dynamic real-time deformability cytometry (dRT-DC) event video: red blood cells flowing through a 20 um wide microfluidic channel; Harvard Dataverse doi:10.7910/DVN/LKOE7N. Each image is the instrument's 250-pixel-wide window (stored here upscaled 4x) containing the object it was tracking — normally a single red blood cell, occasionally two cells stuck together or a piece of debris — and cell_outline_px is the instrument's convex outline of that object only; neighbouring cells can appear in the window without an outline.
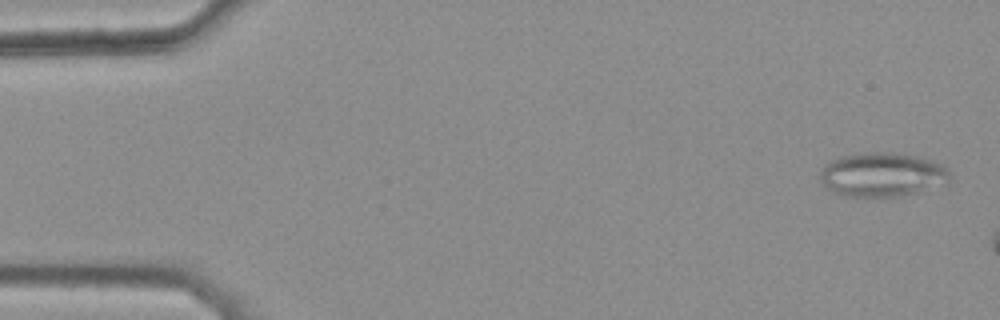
{"species": "common noctule bat (a hibernating species)", "species_latin": "Nyctalus noctula", "temperature_condition": "warm", "stored_images_in_passage": 9, "camera_frame_rate_fps": 3000, "um_per_image_px": 0.085, "animal": {"sex": "female", "body_mass_g": 25.1}, "frame": {"image": 1, "passage_image": 2, "time_ms": 0.333, "image_size_px": [1000, 320], "cell_outline_px": [[948, 184], [920, 192], [896, 196], [848, 196], [836, 192], [828, 188], [820, 180], [820, 172], [824, 164], [840, 156], [872, 152], [896, 152], [920, 156], [932, 160], [948, 168]], "centroid_in_image_um": [75.03, 14.83], "position_along_channel_um": 10.0, "area_um2": 33.41}}